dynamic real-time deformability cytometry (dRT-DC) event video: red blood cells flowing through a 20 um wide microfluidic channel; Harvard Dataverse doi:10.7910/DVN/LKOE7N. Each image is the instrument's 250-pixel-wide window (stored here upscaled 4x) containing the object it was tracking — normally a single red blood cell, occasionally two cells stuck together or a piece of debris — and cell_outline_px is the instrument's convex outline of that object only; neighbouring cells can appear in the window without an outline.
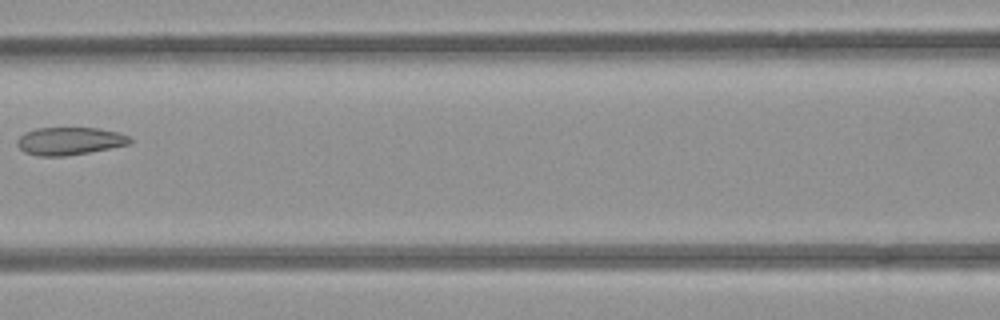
{"species": "common noctule bat (a hibernating species)", "species_latin": "Nyctalus noctula", "temperature_condition": "room temperature", "stored_images_in_passage": 7, "camera_frame_rate_fps": 3000, "um_per_image_px": 0.085, "animal": {"sex": "female", "body_mass_g": 21.9}, "frame": {"image": 1, "passage_image": 7, "time_ms": 7.0, "image_size_px": [1000, 320], "cell_outline_px": [[132, 140], [128, 144], [88, 152], [64, 156], [36, 156], [24, 152], [16, 144], [16, 140], [24, 132], [36, 128], [100, 128], [116, 132], [128, 136]], "centroid_in_image_um": [5.85, 11.98], "position_along_channel_um": 160.8, "area_um2": 18.09}}